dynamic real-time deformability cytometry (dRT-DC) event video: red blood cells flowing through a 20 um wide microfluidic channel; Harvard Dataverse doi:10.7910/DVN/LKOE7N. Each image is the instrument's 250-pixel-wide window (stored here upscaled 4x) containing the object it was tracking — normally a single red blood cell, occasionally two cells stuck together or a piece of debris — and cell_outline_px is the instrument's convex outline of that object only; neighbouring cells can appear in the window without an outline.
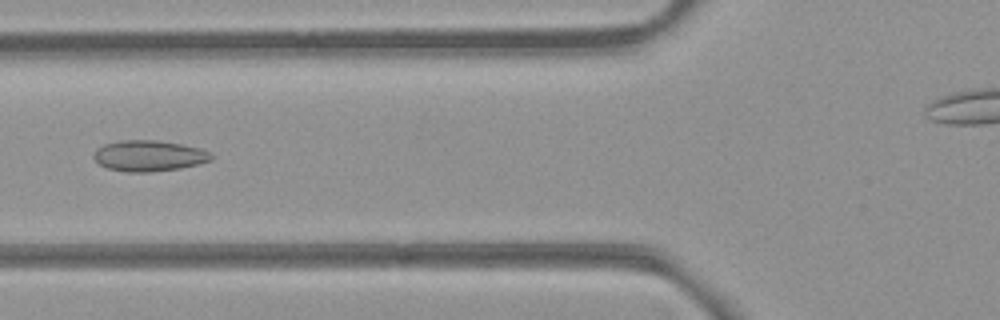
{"species": "common noctule bat (a hibernating species)", "species_latin": "Nyctalus noctula", "temperature_condition": "room temperature", "stored_images_in_passage": 7, "camera_frame_rate_fps": 3000, "um_per_image_px": 0.085, "animal": {"sex": "female", "body_mass_g": 21.9}, "frame": {"image": 1, "passage_image": 6, "time_ms": 1.667, "image_size_px": [1000, 320], "cell_outline_px": [[212, 160], [180, 168], [152, 172], [128, 172], [108, 168], [100, 164], [92, 156], [96, 148], [104, 144], [120, 140], [156, 140], [180, 144], [200, 148], [208, 152], [212, 156]], "centroid_in_image_um": [12.62, 13.24], "position_along_channel_um": 113.2, "area_um2": 21.04}}
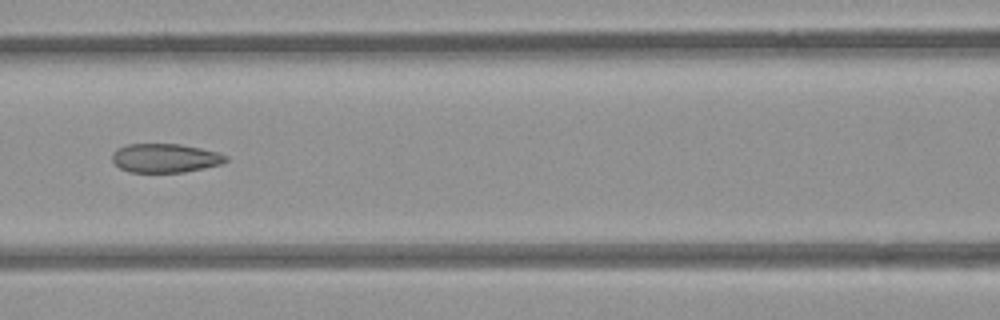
{"frame": {"image": 2, "passage_image": 7, "time_ms": 2.0, "image_size_px": [1000, 320], "cell_outline_px": [[228, 160], [220, 164], [204, 168], [184, 172], [128, 172], [120, 168], [112, 160], [112, 152], [128, 144], [180, 144], [220, 152], [228, 156]], "centroid_in_image_um": [14.06, 13.44], "position_along_channel_um": 152.5, "area_um2": 19.13}}